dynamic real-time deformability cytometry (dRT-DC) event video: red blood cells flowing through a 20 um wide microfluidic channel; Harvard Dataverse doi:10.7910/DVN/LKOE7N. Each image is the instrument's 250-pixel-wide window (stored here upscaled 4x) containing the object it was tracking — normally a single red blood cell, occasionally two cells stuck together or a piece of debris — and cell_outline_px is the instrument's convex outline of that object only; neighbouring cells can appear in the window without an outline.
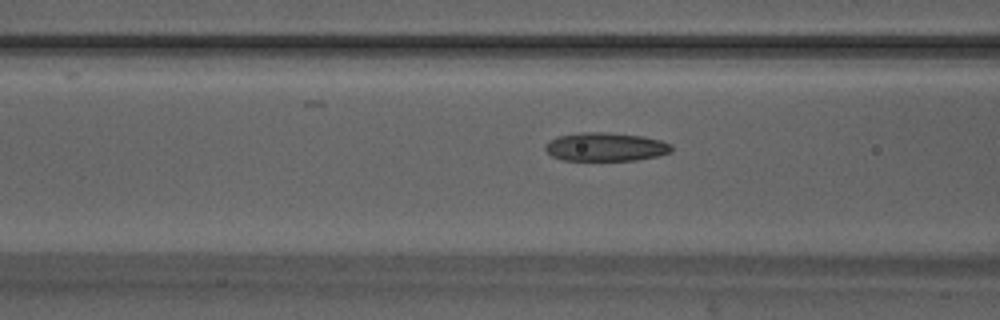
{"species": "Egyptian fruit bat (a non-hibernating species)", "species_latin": "Rousettus aegyptiacus", "temperature_condition": "warm", "stored_images_in_passage": 50, "camera_frame_rate_fps": 3000, "um_per_image_px": 0.085, "animal": {"sex": "male"}, "frame": {"image": 1, "passage_image": 20, "time_ms": 6.333, "image_size_px": [1000, 320], "cell_outline_px": [[672, 152], [656, 156], [636, 160], [564, 160], [552, 156], [544, 148], [544, 144], [556, 136], [580, 132], [604, 132], [644, 136], [660, 140], [672, 144]], "centroid_in_image_um": [51.47, 12.47], "position_along_channel_um": 115.1, "area_um2": 21.1}}
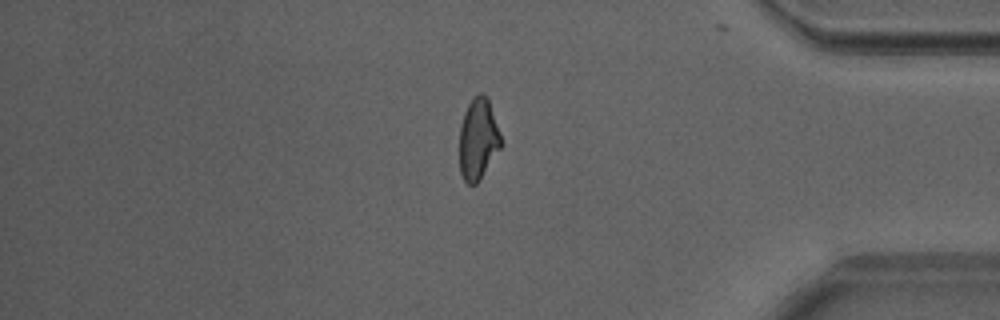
{"frame": {"image": 2, "passage_image": 42, "time_ms": 13.667, "image_size_px": [1000, 320], "cell_outline_px": [[504, 144], [476, 184], [468, 184], [464, 180], [460, 172], [460, 124], [464, 112], [472, 96], [480, 92], [484, 92], [488, 96]], "centroid_in_image_um": [40.66, 11.76], "position_along_channel_um": 394.5, "area_um2": 20.06}}
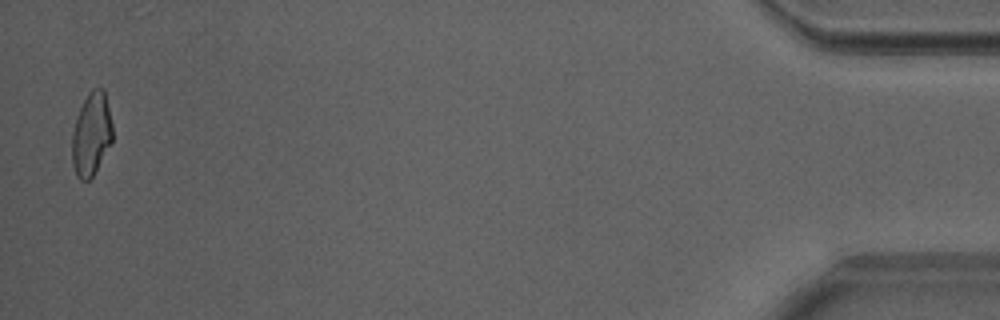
{"frame": {"image": 3, "passage_image": 49, "time_ms": 16.0, "image_size_px": [1000, 320], "cell_outline_px": [[112, 140], [92, 176], [88, 180], [80, 180], [76, 176], [72, 164], [72, 132], [80, 108], [88, 92], [92, 88], [104, 88], [112, 124]], "centroid_in_image_um": [7.75, 11.39], "position_along_channel_um": 427.4, "area_um2": 19.36}, "authors_computed_cell_mechanics": {"area_um2": 20.5768, "velocity_mm_per_s": 4.1761, "shape_relaxation_time_tau1_ms": 6.1472, "shape_relaxation_time_tau2_ms": 1.7401, "deformation_change_tau1": 0.1892, "deformation_change_tau2": 0.0903}}